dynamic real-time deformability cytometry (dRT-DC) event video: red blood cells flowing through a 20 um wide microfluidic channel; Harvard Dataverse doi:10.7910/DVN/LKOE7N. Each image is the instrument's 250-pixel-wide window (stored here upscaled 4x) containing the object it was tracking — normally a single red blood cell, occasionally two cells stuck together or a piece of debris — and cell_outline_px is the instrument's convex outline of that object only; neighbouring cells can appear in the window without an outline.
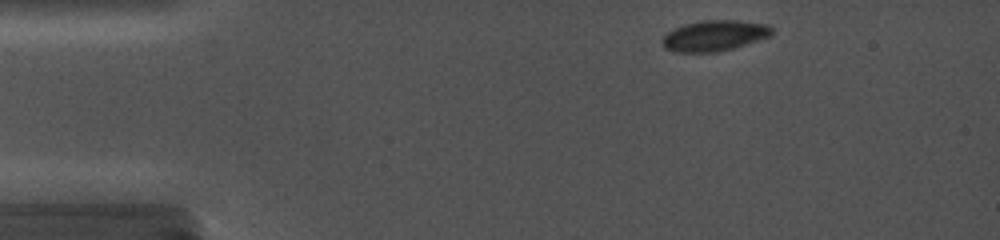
{"species": "common noctule bat (a hibernating species)", "species_latin": "Nyctalus noctula", "temperature_condition": "cold", "stored_images_in_passage": 7, "camera_frame_rate_fps": 5000, "um_per_image_px": 0.085, "animal": {"sex": "female", "body_mass_g": 19.0, "forearm_length_mm": 56.7}, "frame": {"image": 1, "passage_image": 1, "time_ms": 0.0, "image_size_px": [1000, 240], "cell_outline_px": [[772, 36], [732, 48], [716, 52], [672, 52], [664, 48], [660, 40], [668, 32], [684, 24], [704, 20], [736, 20], [768, 24], [772, 28]], "centroid_in_image_um": [60.71, 3.03], "position_along_channel_um": 24.3, "area_um2": 19.65}}
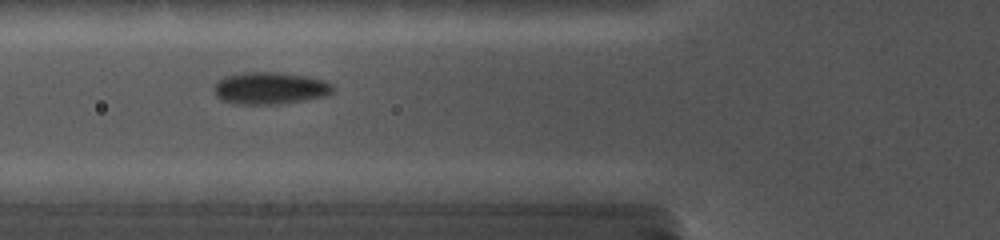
{"frame": {"image": 2, "passage_image": 6, "time_ms": 4.0, "image_size_px": [1000, 240], "cell_outline_px": [[336, 88], [328, 96], [280, 104], [236, 104], [220, 100], [216, 96], [216, 84], [224, 76], [244, 72], [276, 72], [308, 76], [324, 80], [332, 84]], "centroid_in_image_um": [23.0, 7.5], "position_along_channel_um": 102.8, "area_um2": 22.37}}
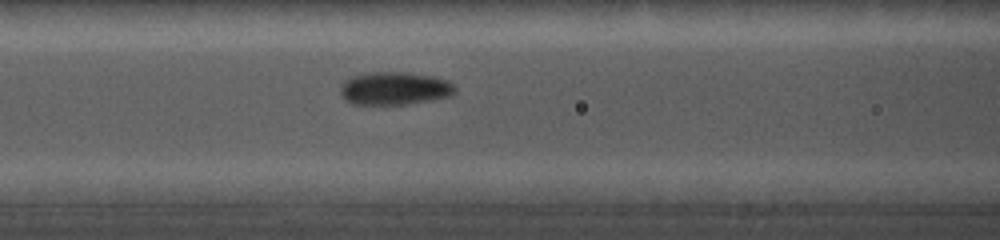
{"frame": {"image": 3, "passage_image": 7, "time_ms": 4.8, "image_size_px": [1000, 240], "cell_outline_px": [[456, 92], [452, 96], [432, 100], [408, 104], [352, 104], [344, 100], [340, 92], [340, 88], [344, 80], [352, 76], [364, 72], [404, 72], [432, 76], [448, 80], [456, 88]], "centroid_in_image_um": [33.53, 7.51], "position_along_channel_um": 133.1, "area_um2": 22.31}}